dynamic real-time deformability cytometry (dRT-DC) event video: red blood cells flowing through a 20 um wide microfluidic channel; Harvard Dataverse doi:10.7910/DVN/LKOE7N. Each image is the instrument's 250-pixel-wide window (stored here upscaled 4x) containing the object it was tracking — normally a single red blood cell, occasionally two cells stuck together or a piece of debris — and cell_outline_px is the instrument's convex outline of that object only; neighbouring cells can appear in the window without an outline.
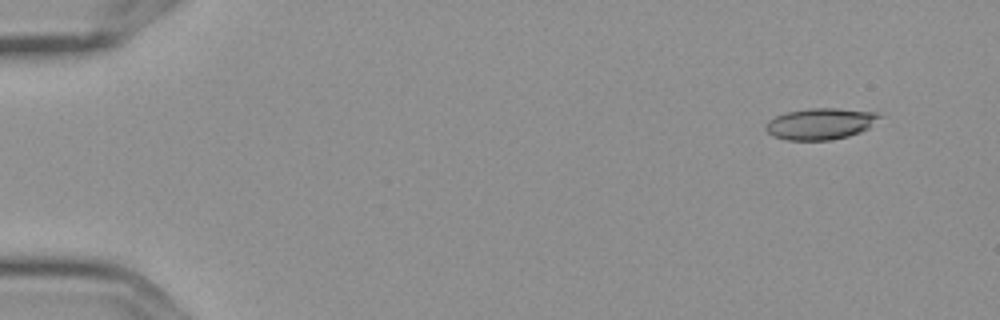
{"species": "Egyptian fruit bat (a non-hibernating species)", "species_latin": "Rousettus aegyptiacus", "temperature_condition": "cold", "stored_images_in_passage": 5, "camera_frame_rate_fps": 3000, "um_per_image_px": 0.085, "frame": {"image": 1, "passage_image": 2, "time_ms": 0.333, "image_size_px": [1000, 320], "cell_outline_px": [[880, 116], [868, 128], [860, 132], [848, 136], [828, 140], [788, 140], [772, 136], [764, 128], [768, 120], [776, 116], [788, 112], [808, 108], [836, 108], [880, 112]], "centroid_in_image_um": [69.72, 10.51], "position_along_channel_um": 15.3, "area_um2": 20.69}}
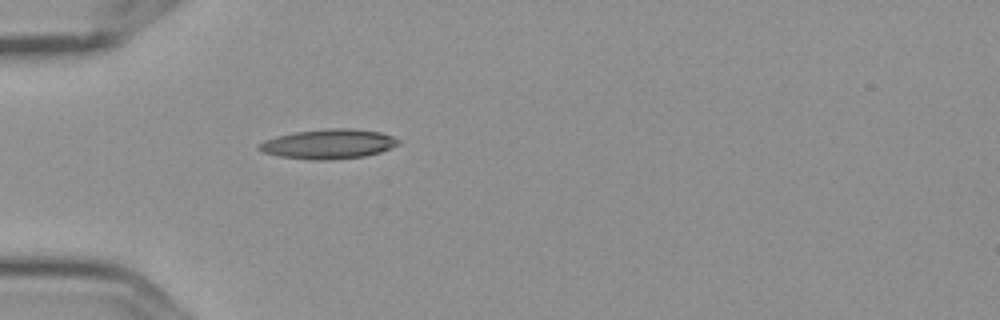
{"frame": {"image": 2, "passage_image": 5, "time_ms": 1.333, "image_size_px": [1000, 320], "cell_outline_px": [[400, 144], [380, 152], [364, 156], [332, 160], [312, 160], [280, 156], [264, 152], [256, 148], [256, 144], [264, 140], [276, 136], [296, 132], [328, 128], [352, 128], [380, 132], [392, 136], [400, 140]], "centroid_in_image_um": [27.91, 12.24], "position_along_channel_um": 57.1, "area_um2": 24.16}}